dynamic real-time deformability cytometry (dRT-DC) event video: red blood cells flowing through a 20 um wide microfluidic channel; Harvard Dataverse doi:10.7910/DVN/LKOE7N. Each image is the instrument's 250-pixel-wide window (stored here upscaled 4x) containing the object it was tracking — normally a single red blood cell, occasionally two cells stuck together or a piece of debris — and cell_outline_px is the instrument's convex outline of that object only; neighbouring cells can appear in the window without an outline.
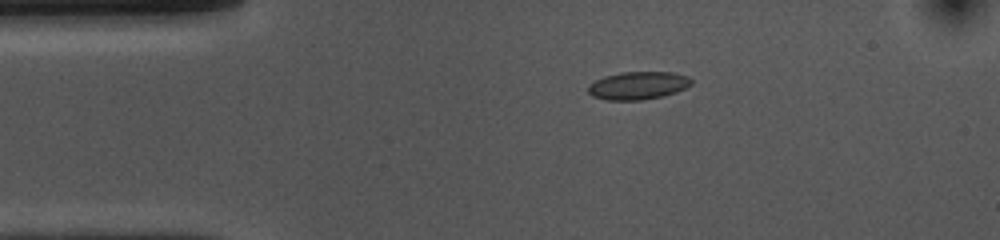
{"species": "common noctule bat (a hibernating species)", "species_latin": "Nyctalus noctula", "temperature_condition": "cold", "stored_images_in_passage": 44, "camera_frame_rate_fps": 3000, "um_per_image_px": 0.085, "animal": {"sex": "female", "body_mass_g": 10.0, "forearm_length_mm": 53.1}, "frame": {"image": 1, "passage_image": 1, "time_ms": 0.0, "image_size_px": [1000, 240], "cell_outline_px": [[692, 84], [676, 92], [664, 96], [640, 100], [608, 100], [592, 96], [588, 92], [588, 84], [604, 76], [620, 72], [672, 72], [688, 76], [692, 80]], "centroid_in_image_um": [54.22, 7.26], "position_along_channel_um": 30.8, "area_um2": 16.82}}
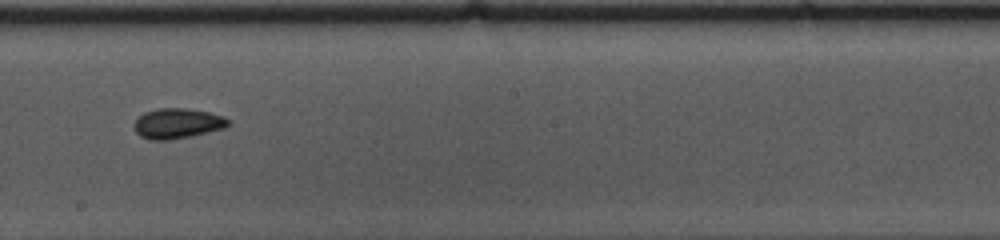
{"frame": {"image": 2, "passage_image": 20, "time_ms": 6.333, "image_size_px": [1000, 240], "cell_outline_px": [[232, 124], [224, 128], [208, 132], [168, 140], [152, 140], [140, 136], [136, 132], [132, 124], [144, 112], [156, 108], [188, 108], [208, 112], [224, 116], [232, 120]], "centroid_in_image_um": [15.1, 10.48], "position_along_channel_um": 233.1, "area_um2": 16.7}}
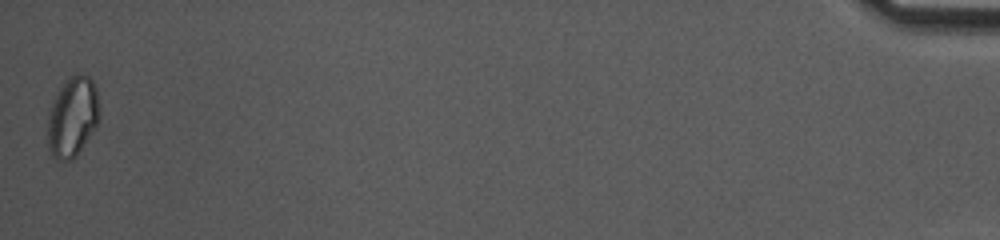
{"frame": {"image": 3, "passage_image": 44, "time_ms": 14.333, "image_size_px": [1000, 240], "cell_outline_px": [[100, 116], [96, 124], [76, 156], [72, 160], [56, 160], [48, 152], [48, 112], [52, 100], [68, 76], [76, 72], [80, 72], [88, 76], [92, 80], [96, 88], [100, 112]], "centroid_in_image_um": [6.14, 9.9], "position_along_channel_um": 429.1, "area_um2": 24.33}, "authors_computed_cell_mechanics": {"area_um2": 16.3285, "velocity_mm_per_s": 3.7243, "shape_relaxation_time_tau1_ms": 4.0395, "shape_relaxation_time_tau2_ms": 3.0232, "deformation_change_tau1": 0.0764, "deformation_change_tau2": 0.0779}}